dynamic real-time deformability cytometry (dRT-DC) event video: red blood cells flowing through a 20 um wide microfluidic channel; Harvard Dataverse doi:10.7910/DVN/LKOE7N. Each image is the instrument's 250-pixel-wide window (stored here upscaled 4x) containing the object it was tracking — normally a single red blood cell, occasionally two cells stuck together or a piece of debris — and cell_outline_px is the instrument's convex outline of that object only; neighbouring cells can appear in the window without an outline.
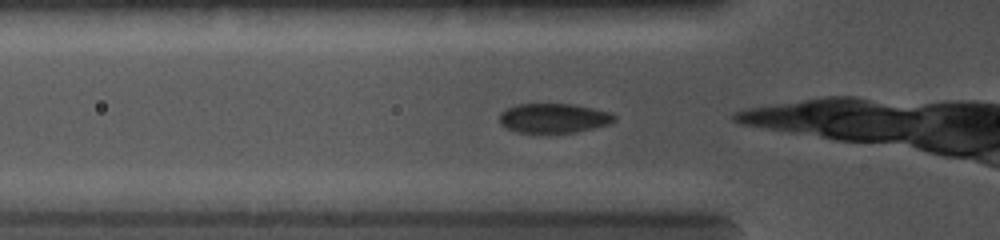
{"species": "common noctule bat (a hibernating species)", "species_latin": "Nyctalus noctula", "temperature_condition": "cold", "stored_images_in_passage": 38, "camera_frame_rate_fps": 5000, "um_per_image_px": 0.085, "animal": {"sex": "female", "body_mass_g": 19.0, "forearm_length_mm": 56.7}, "frame": {"image": 1, "passage_image": 3, "time_ms": 0.4, "image_size_px": [1000, 240], "cell_outline_px": [[616, 120], [612, 124], [576, 132], [516, 132], [500, 124], [500, 112], [516, 104], [572, 104], [612, 112], [616, 116]], "centroid_in_image_um": [47.11, 10.04], "position_along_channel_um": 78.7, "area_um2": 19.77}}
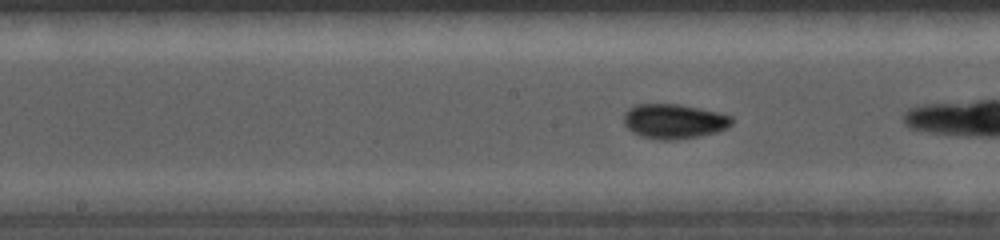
{"frame": {"image": 2, "passage_image": 13, "time_ms": 2.8, "image_size_px": [1000, 240], "cell_outline_px": [[732, 124], [728, 128], [716, 132], [700, 136], [672, 140], [656, 140], [640, 136], [632, 132], [624, 124], [624, 112], [628, 108], [636, 104], [680, 104], [716, 112], [732, 116]], "centroid_in_image_um": [57.26, 10.31], "position_along_channel_um": 190.9, "area_um2": 21.96}}
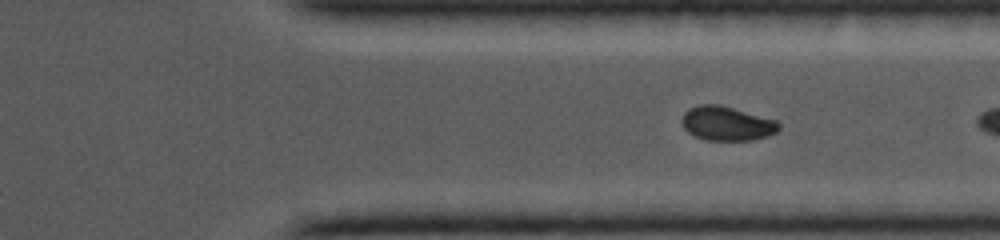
{"frame": {"image": 3, "passage_image": 28, "time_ms": 6.2, "image_size_px": [1000, 240], "cell_outline_px": [[780, 128], [776, 132], [768, 136], [752, 140], [704, 140], [688, 132], [684, 128], [684, 112], [688, 108], [700, 104], [720, 104], [776, 120], [780, 124]], "centroid_in_image_um": [61.8, 10.49], "position_along_channel_um": 349.6, "area_um2": 19.25}}